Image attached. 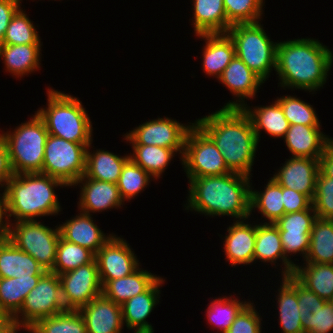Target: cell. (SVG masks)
I'll return each instance as SVG.
<instances>
[{"label":"cell","instance_id":"cell-1","mask_svg":"<svg viewBox=\"0 0 333 333\" xmlns=\"http://www.w3.org/2000/svg\"><path fill=\"white\" fill-rule=\"evenodd\" d=\"M332 65L333 51L320 40L307 37L278 41L275 72L285 90L316 94L327 83Z\"/></svg>","mask_w":333,"mask_h":333},{"label":"cell","instance_id":"cell-2","mask_svg":"<svg viewBox=\"0 0 333 333\" xmlns=\"http://www.w3.org/2000/svg\"><path fill=\"white\" fill-rule=\"evenodd\" d=\"M195 123L213 140L231 172L253 177L259 142L243 109L220 108Z\"/></svg>","mask_w":333,"mask_h":333},{"label":"cell","instance_id":"cell-3","mask_svg":"<svg viewBox=\"0 0 333 333\" xmlns=\"http://www.w3.org/2000/svg\"><path fill=\"white\" fill-rule=\"evenodd\" d=\"M188 179V197L185 210L205 216H231L236 221L250 219L251 178L228 173Z\"/></svg>","mask_w":333,"mask_h":333},{"label":"cell","instance_id":"cell-4","mask_svg":"<svg viewBox=\"0 0 333 333\" xmlns=\"http://www.w3.org/2000/svg\"><path fill=\"white\" fill-rule=\"evenodd\" d=\"M58 187L68 188L60 179L41 172L13 174L3 189L8 224L59 215L63 210L55 191Z\"/></svg>","mask_w":333,"mask_h":333},{"label":"cell","instance_id":"cell-5","mask_svg":"<svg viewBox=\"0 0 333 333\" xmlns=\"http://www.w3.org/2000/svg\"><path fill=\"white\" fill-rule=\"evenodd\" d=\"M47 107L37 109L50 135L80 144L93 143L92 121L78 97L47 89Z\"/></svg>","mask_w":333,"mask_h":333},{"label":"cell","instance_id":"cell-6","mask_svg":"<svg viewBox=\"0 0 333 333\" xmlns=\"http://www.w3.org/2000/svg\"><path fill=\"white\" fill-rule=\"evenodd\" d=\"M6 141L9 162L13 174L42 173L45 145L48 131L43 119L35 115L15 127L14 130L1 131Z\"/></svg>","mask_w":333,"mask_h":333},{"label":"cell","instance_id":"cell-7","mask_svg":"<svg viewBox=\"0 0 333 333\" xmlns=\"http://www.w3.org/2000/svg\"><path fill=\"white\" fill-rule=\"evenodd\" d=\"M227 34L233 40L235 54L264 82L276 70L278 41L274 42L261 22L232 25Z\"/></svg>","mask_w":333,"mask_h":333},{"label":"cell","instance_id":"cell-8","mask_svg":"<svg viewBox=\"0 0 333 333\" xmlns=\"http://www.w3.org/2000/svg\"><path fill=\"white\" fill-rule=\"evenodd\" d=\"M59 238L58 225L52 228L39 220L8 224V239L31 255L45 271L53 270Z\"/></svg>","mask_w":333,"mask_h":333},{"label":"cell","instance_id":"cell-9","mask_svg":"<svg viewBox=\"0 0 333 333\" xmlns=\"http://www.w3.org/2000/svg\"><path fill=\"white\" fill-rule=\"evenodd\" d=\"M67 310L59 275L46 271L37 285L26 296L20 310L12 317L23 330H28L39 319Z\"/></svg>","mask_w":333,"mask_h":333},{"label":"cell","instance_id":"cell-10","mask_svg":"<svg viewBox=\"0 0 333 333\" xmlns=\"http://www.w3.org/2000/svg\"><path fill=\"white\" fill-rule=\"evenodd\" d=\"M181 163L187 178L231 173L213 140L195 122L187 133Z\"/></svg>","mask_w":333,"mask_h":333},{"label":"cell","instance_id":"cell-11","mask_svg":"<svg viewBox=\"0 0 333 333\" xmlns=\"http://www.w3.org/2000/svg\"><path fill=\"white\" fill-rule=\"evenodd\" d=\"M90 144L70 142L48 135L42 173L72 187L85 173L86 149Z\"/></svg>","mask_w":333,"mask_h":333},{"label":"cell","instance_id":"cell-12","mask_svg":"<svg viewBox=\"0 0 333 333\" xmlns=\"http://www.w3.org/2000/svg\"><path fill=\"white\" fill-rule=\"evenodd\" d=\"M194 123H179L176 119L163 117L146 120L139 126L129 130L123 139L130 144L155 145L171 148L180 154V161L184 152L185 140L188 131Z\"/></svg>","mask_w":333,"mask_h":333},{"label":"cell","instance_id":"cell-13","mask_svg":"<svg viewBox=\"0 0 333 333\" xmlns=\"http://www.w3.org/2000/svg\"><path fill=\"white\" fill-rule=\"evenodd\" d=\"M66 309L78 310L102 295L96 259L59 275Z\"/></svg>","mask_w":333,"mask_h":333},{"label":"cell","instance_id":"cell-14","mask_svg":"<svg viewBox=\"0 0 333 333\" xmlns=\"http://www.w3.org/2000/svg\"><path fill=\"white\" fill-rule=\"evenodd\" d=\"M101 286L107 281L126 277L141 265L133 248L116 234L95 254Z\"/></svg>","mask_w":333,"mask_h":333},{"label":"cell","instance_id":"cell-15","mask_svg":"<svg viewBox=\"0 0 333 333\" xmlns=\"http://www.w3.org/2000/svg\"><path fill=\"white\" fill-rule=\"evenodd\" d=\"M217 80L236 98L234 101L229 100L222 108L236 109H242L247 104V100L254 99L262 84L265 83L236 55Z\"/></svg>","mask_w":333,"mask_h":333},{"label":"cell","instance_id":"cell-16","mask_svg":"<svg viewBox=\"0 0 333 333\" xmlns=\"http://www.w3.org/2000/svg\"><path fill=\"white\" fill-rule=\"evenodd\" d=\"M289 158L272 178L282 187L298 191L312 201L316 178L320 171V159L292 156Z\"/></svg>","mask_w":333,"mask_h":333},{"label":"cell","instance_id":"cell-17","mask_svg":"<svg viewBox=\"0 0 333 333\" xmlns=\"http://www.w3.org/2000/svg\"><path fill=\"white\" fill-rule=\"evenodd\" d=\"M74 186H79L81 189L77 205L78 210L83 213L91 215V213L108 211L113 208L120 209L125 205L117 184L82 176Z\"/></svg>","mask_w":333,"mask_h":333},{"label":"cell","instance_id":"cell-18","mask_svg":"<svg viewBox=\"0 0 333 333\" xmlns=\"http://www.w3.org/2000/svg\"><path fill=\"white\" fill-rule=\"evenodd\" d=\"M87 333H121L124 329L121 305L100 295L78 309Z\"/></svg>","mask_w":333,"mask_h":333},{"label":"cell","instance_id":"cell-19","mask_svg":"<svg viewBox=\"0 0 333 333\" xmlns=\"http://www.w3.org/2000/svg\"><path fill=\"white\" fill-rule=\"evenodd\" d=\"M248 220L236 221L234 219L235 222L227 228L228 233L224 237L223 249L226 255L225 259H227L228 263H231L232 267L236 265H251L253 263L256 223L251 224Z\"/></svg>","mask_w":333,"mask_h":333},{"label":"cell","instance_id":"cell-20","mask_svg":"<svg viewBox=\"0 0 333 333\" xmlns=\"http://www.w3.org/2000/svg\"><path fill=\"white\" fill-rule=\"evenodd\" d=\"M161 276L143 293L138 294L121 305L123 323L132 332L154 331L153 326L146 321L153 308L160 302L162 284Z\"/></svg>","mask_w":333,"mask_h":333},{"label":"cell","instance_id":"cell-21","mask_svg":"<svg viewBox=\"0 0 333 333\" xmlns=\"http://www.w3.org/2000/svg\"><path fill=\"white\" fill-rule=\"evenodd\" d=\"M322 126L290 125L284 142L292 157L320 159L333 140L321 130Z\"/></svg>","mask_w":333,"mask_h":333},{"label":"cell","instance_id":"cell-22","mask_svg":"<svg viewBox=\"0 0 333 333\" xmlns=\"http://www.w3.org/2000/svg\"><path fill=\"white\" fill-rule=\"evenodd\" d=\"M264 221L265 220H263V223L260 222L259 224H256L253 263L260 260L259 262H263L264 264L269 262L271 266L274 265L276 268L279 266L278 261H282V265L279 267L281 268L284 265L281 270L282 277L293 275L295 266L283 253L279 229L274 223H266Z\"/></svg>","mask_w":333,"mask_h":333},{"label":"cell","instance_id":"cell-23","mask_svg":"<svg viewBox=\"0 0 333 333\" xmlns=\"http://www.w3.org/2000/svg\"><path fill=\"white\" fill-rule=\"evenodd\" d=\"M78 215L59 224L60 236L72 243L85 247L96 254L99 249L113 236L97 226L93 215L79 211Z\"/></svg>","mask_w":333,"mask_h":333},{"label":"cell","instance_id":"cell-24","mask_svg":"<svg viewBox=\"0 0 333 333\" xmlns=\"http://www.w3.org/2000/svg\"><path fill=\"white\" fill-rule=\"evenodd\" d=\"M197 36L205 42L202 49L203 71L207 76L218 79L236 55L233 40L227 33L198 34Z\"/></svg>","mask_w":333,"mask_h":333},{"label":"cell","instance_id":"cell-25","mask_svg":"<svg viewBox=\"0 0 333 333\" xmlns=\"http://www.w3.org/2000/svg\"><path fill=\"white\" fill-rule=\"evenodd\" d=\"M43 44H3L0 47V60L5 71L20 79L41 68V46ZM2 58V59H1Z\"/></svg>","mask_w":333,"mask_h":333},{"label":"cell","instance_id":"cell-26","mask_svg":"<svg viewBox=\"0 0 333 333\" xmlns=\"http://www.w3.org/2000/svg\"><path fill=\"white\" fill-rule=\"evenodd\" d=\"M282 284V285H281ZM276 294L278 322L281 333H305L301 325V317L297 300V279L293 275L282 277Z\"/></svg>","mask_w":333,"mask_h":333},{"label":"cell","instance_id":"cell-27","mask_svg":"<svg viewBox=\"0 0 333 333\" xmlns=\"http://www.w3.org/2000/svg\"><path fill=\"white\" fill-rule=\"evenodd\" d=\"M192 26L195 35L227 33L232 26L226 16L223 0H192Z\"/></svg>","mask_w":333,"mask_h":333},{"label":"cell","instance_id":"cell-28","mask_svg":"<svg viewBox=\"0 0 333 333\" xmlns=\"http://www.w3.org/2000/svg\"><path fill=\"white\" fill-rule=\"evenodd\" d=\"M45 272L31 255L18 249L9 239L0 244V278H30Z\"/></svg>","mask_w":333,"mask_h":333},{"label":"cell","instance_id":"cell-29","mask_svg":"<svg viewBox=\"0 0 333 333\" xmlns=\"http://www.w3.org/2000/svg\"><path fill=\"white\" fill-rule=\"evenodd\" d=\"M249 106L246 104L242 109L249 116L258 142H260L263 130L269 137L284 138L289 129V122L285 118L280 103L275 100L267 106Z\"/></svg>","mask_w":333,"mask_h":333},{"label":"cell","instance_id":"cell-30","mask_svg":"<svg viewBox=\"0 0 333 333\" xmlns=\"http://www.w3.org/2000/svg\"><path fill=\"white\" fill-rule=\"evenodd\" d=\"M92 143L86 149L84 177L116 184L125 162L130 154L119 156L105 149L91 150ZM93 152V153H92Z\"/></svg>","mask_w":333,"mask_h":333},{"label":"cell","instance_id":"cell-31","mask_svg":"<svg viewBox=\"0 0 333 333\" xmlns=\"http://www.w3.org/2000/svg\"><path fill=\"white\" fill-rule=\"evenodd\" d=\"M159 277L139 267L126 277L107 281L102 286V295L122 305L128 299L145 292Z\"/></svg>","mask_w":333,"mask_h":333},{"label":"cell","instance_id":"cell-32","mask_svg":"<svg viewBox=\"0 0 333 333\" xmlns=\"http://www.w3.org/2000/svg\"><path fill=\"white\" fill-rule=\"evenodd\" d=\"M293 276L307 289L327 301L333 299V264L303 263L296 265Z\"/></svg>","mask_w":333,"mask_h":333},{"label":"cell","instance_id":"cell-33","mask_svg":"<svg viewBox=\"0 0 333 333\" xmlns=\"http://www.w3.org/2000/svg\"><path fill=\"white\" fill-rule=\"evenodd\" d=\"M265 186L263 191H258L254 189L251 182V214L255 212V209H258V213H261L266 223H275L284 215L282 186L272 177Z\"/></svg>","mask_w":333,"mask_h":333},{"label":"cell","instance_id":"cell-34","mask_svg":"<svg viewBox=\"0 0 333 333\" xmlns=\"http://www.w3.org/2000/svg\"><path fill=\"white\" fill-rule=\"evenodd\" d=\"M130 158L155 180L160 179L178 153L171 148L155 145L131 144Z\"/></svg>","mask_w":333,"mask_h":333},{"label":"cell","instance_id":"cell-35","mask_svg":"<svg viewBox=\"0 0 333 333\" xmlns=\"http://www.w3.org/2000/svg\"><path fill=\"white\" fill-rule=\"evenodd\" d=\"M305 263L333 264V220L317 218L310 234Z\"/></svg>","mask_w":333,"mask_h":333},{"label":"cell","instance_id":"cell-36","mask_svg":"<svg viewBox=\"0 0 333 333\" xmlns=\"http://www.w3.org/2000/svg\"><path fill=\"white\" fill-rule=\"evenodd\" d=\"M41 276L30 278H0V305L13 317L22 307L26 296L37 285Z\"/></svg>","mask_w":333,"mask_h":333},{"label":"cell","instance_id":"cell-37","mask_svg":"<svg viewBox=\"0 0 333 333\" xmlns=\"http://www.w3.org/2000/svg\"><path fill=\"white\" fill-rule=\"evenodd\" d=\"M233 295L215 297L213 301L208 304L206 309L207 323L214 329H218L220 333H225L235 320L240 311L251 301L240 300Z\"/></svg>","mask_w":333,"mask_h":333},{"label":"cell","instance_id":"cell-38","mask_svg":"<svg viewBox=\"0 0 333 333\" xmlns=\"http://www.w3.org/2000/svg\"><path fill=\"white\" fill-rule=\"evenodd\" d=\"M27 333H87L85 321L78 310L67 309L39 319Z\"/></svg>","mask_w":333,"mask_h":333},{"label":"cell","instance_id":"cell-39","mask_svg":"<svg viewBox=\"0 0 333 333\" xmlns=\"http://www.w3.org/2000/svg\"><path fill=\"white\" fill-rule=\"evenodd\" d=\"M95 254L89 249L69 242L61 236L57 245L56 262L52 272L57 275L91 263Z\"/></svg>","mask_w":333,"mask_h":333},{"label":"cell","instance_id":"cell-40","mask_svg":"<svg viewBox=\"0 0 333 333\" xmlns=\"http://www.w3.org/2000/svg\"><path fill=\"white\" fill-rule=\"evenodd\" d=\"M151 179L155 181L149 173L129 158L125 162L116 183L124 203L125 201L129 202L144 191L149 186L150 181H152Z\"/></svg>","mask_w":333,"mask_h":333},{"label":"cell","instance_id":"cell-41","mask_svg":"<svg viewBox=\"0 0 333 333\" xmlns=\"http://www.w3.org/2000/svg\"><path fill=\"white\" fill-rule=\"evenodd\" d=\"M23 8H20L12 17L4 35L3 44H42L37 31L38 26L29 19Z\"/></svg>","mask_w":333,"mask_h":333},{"label":"cell","instance_id":"cell-42","mask_svg":"<svg viewBox=\"0 0 333 333\" xmlns=\"http://www.w3.org/2000/svg\"><path fill=\"white\" fill-rule=\"evenodd\" d=\"M280 103L285 118L290 125L302 124L306 126H321L319 116L310 103L297 96L286 95L276 98Z\"/></svg>","mask_w":333,"mask_h":333},{"label":"cell","instance_id":"cell-43","mask_svg":"<svg viewBox=\"0 0 333 333\" xmlns=\"http://www.w3.org/2000/svg\"><path fill=\"white\" fill-rule=\"evenodd\" d=\"M231 25L262 22L265 0H223Z\"/></svg>","mask_w":333,"mask_h":333},{"label":"cell","instance_id":"cell-44","mask_svg":"<svg viewBox=\"0 0 333 333\" xmlns=\"http://www.w3.org/2000/svg\"><path fill=\"white\" fill-rule=\"evenodd\" d=\"M312 206L319 219L333 220V180L319 171Z\"/></svg>","mask_w":333,"mask_h":333},{"label":"cell","instance_id":"cell-45","mask_svg":"<svg viewBox=\"0 0 333 333\" xmlns=\"http://www.w3.org/2000/svg\"><path fill=\"white\" fill-rule=\"evenodd\" d=\"M317 219L313 206L308 209L284 214L274 224L279 232L287 234H311L314 221Z\"/></svg>","mask_w":333,"mask_h":333},{"label":"cell","instance_id":"cell-46","mask_svg":"<svg viewBox=\"0 0 333 333\" xmlns=\"http://www.w3.org/2000/svg\"><path fill=\"white\" fill-rule=\"evenodd\" d=\"M250 301L236 316L225 333H262V316Z\"/></svg>","mask_w":333,"mask_h":333},{"label":"cell","instance_id":"cell-47","mask_svg":"<svg viewBox=\"0 0 333 333\" xmlns=\"http://www.w3.org/2000/svg\"><path fill=\"white\" fill-rule=\"evenodd\" d=\"M305 333H329L333 331V302L327 301L316 312L301 319Z\"/></svg>","mask_w":333,"mask_h":333},{"label":"cell","instance_id":"cell-48","mask_svg":"<svg viewBox=\"0 0 333 333\" xmlns=\"http://www.w3.org/2000/svg\"><path fill=\"white\" fill-rule=\"evenodd\" d=\"M279 233L285 257L294 266H296L297 264L296 262H294V260H291L290 258L291 255L294 256L299 254L304 258V260L302 258V261H305V258L310 248V234H287V232H279Z\"/></svg>","mask_w":333,"mask_h":333},{"label":"cell","instance_id":"cell-49","mask_svg":"<svg viewBox=\"0 0 333 333\" xmlns=\"http://www.w3.org/2000/svg\"><path fill=\"white\" fill-rule=\"evenodd\" d=\"M297 300L301 319L316 312L327 302V300L320 298L316 293L303 286L298 280Z\"/></svg>","mask_w":333,"mask_h":333},{"label":"cell","instance_id":"cell-50","mask_svg":"<svg viewBox=\"0 0 333 333\" xmlns=\"http://www.w3.org/2000/svg\"><path fill=\"white\" fill-rule=\"evenodd\" d=\"M284 214L303 211L312 205V201L304 194L282 187Z\"/></svg>","mask_w":333,"mask_h":333},{"label":"cell","instance_id":"cell-51","mask_svg":"<svg viewBox=\"0 0 333 333\" xmlns=\"http://www.w3.org/2000/svg\"><path fill=\"white\" fill-rule=\"evenodd\" d=\"M20 8L16 0H0V47L3 45L9 22Z\"/></svg>","mask_w":333,"mask_h":333},{"label":"cell","instance_id":"cell-52","mask_svg":"<svg viewBox=\"0 0 333 333\" xmlns=\"http://www.w3.org/2000/svg\"><path fill=\"white\" fill-rule=\"evenodd\" d=\"M13 176L9 162L8 147L5 139L0 134V191H3L6 182Z\"/></svg>","mask_w":333,"mask_h":333},{"label":"cell","instance_id":"cell-53","mask_svg":"<svg viewBox=\"0 0 333 333\" xmlns=\"http://www.w3.org/2000/svg\"><path fill=\"white\" fill-rule=\"evenodd\" d=\"M320 171L333 180V140L327 145L320 158Z\"/></svg>","mask_w":333,"mask_h":333},{"label":"cell","instance_id":"cell-54","mask_svg":"<svg viewBox=\"0 0 333 333\" xmlns=\"http://www.w3.org/2000/svg\"><path fill=\"white\" fill-rule=\"evenodd\" d=\"M5 219V220H4ZM8 239V222L6 220L5 197L0 193V244Z\"/></svg>","mask_w":333,"mask_h":333},{"label":"cell","instance_id":"cell-55","mask_svg":"<svg viewBox=\"0 0 333 333\" xmlns=\"http://www.w3.org/2000/svg\"><path fill=\"white\" fill-rule=\"evenodd\" d=\"M22 328L15 321L0 322V333H17Z\"/></svg>","mask_w":333,"mask_h":333},{"label":"cell","instance_id":"cell-56","mask_svg":"<svg viewBox=\"0 0 333 333\" xmlns=\"http://www.w3.org/2000/svg\"><path fill=\"white\" fill-rule=\"evenodd\" d=\"M3 321H14L11 316L7 314V312L0 305V322Z\"/></svg>","mask_w":333,"mask_h":333},{"label":"cell","instance_id":"cell-57","mask_svg":"<svg viewBox=\"0 0 333 333\" xmlns=\"http://www.w3.org/2000/svg\"><path fill=\"white\" fill-rule=\"evenodd\" d=\"M17 1V3L20 5V6H22L21 4V2H22V0H16ZM54 1H56V0H54Z\"/></svg>","mask_w":333,"mask_h":333}]
</instances>
